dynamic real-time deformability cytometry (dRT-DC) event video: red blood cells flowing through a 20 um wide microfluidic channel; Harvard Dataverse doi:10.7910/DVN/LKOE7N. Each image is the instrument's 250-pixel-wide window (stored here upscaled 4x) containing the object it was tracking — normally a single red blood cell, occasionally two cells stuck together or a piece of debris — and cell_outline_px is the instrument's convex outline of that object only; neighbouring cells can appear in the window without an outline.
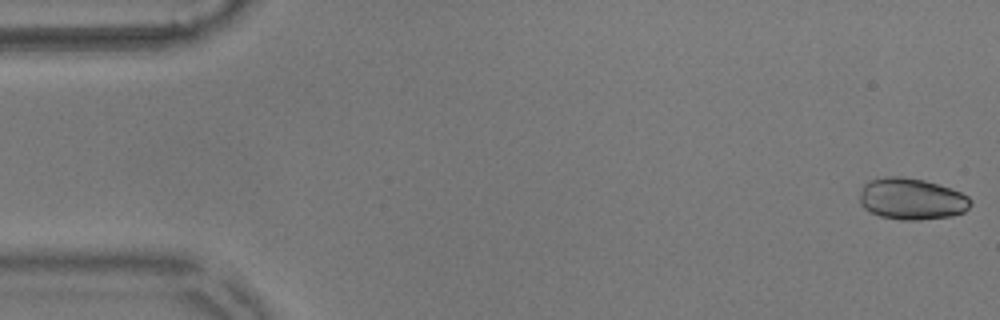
{"species": "common noctule bat (a hibernating species)", "species_latin": "Nyctalus noctula", "temperature_condition": "warm", "stored_images_in_passage": 55, "camera_frame_rate_fps": 3000, "um_per_image_px": 0.085, "animal": {"sex": "male", "body_mass_g": 17.9}, "frame": {"image": 1, "passage_image": 1, "time_ms": 0.0, "image_size_px": [1000, 320], "cell_outline_px": [[972, 204], [964, 212], [952, 216], [920, 220], [900, 220], [880, 216], [868, 212], [860, 204], [860, 192], [864, 184], [868, 180], [888, 176], [900, 176], [924, 180], [960, 192], [968, 196], [972, 200]], "centroid_in_image_um": [77.47, 16.92], "position_along_channel_um": 7.5, "area_um2": 26.99}}
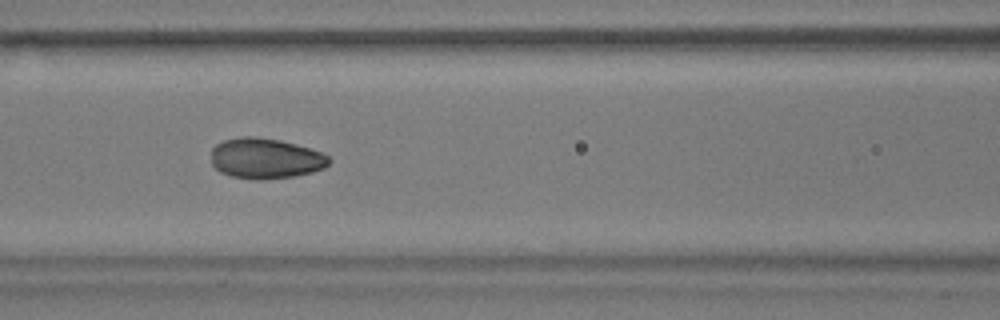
{"frame": {"image": 2, "passage_image": 23, "time_ms": 7.333, "image_size_px": [1000, 320], "cell_outline_px": [[332, 160], [324, 168], [312, 172], [292, 176], [260, 180], [232, 176], [220, 172], [212, 164], [212, 148], [216, 144], [224, 140], [240, 136], [256, 136], [280, 140], [296, 144], [320, 152], [328, 156]], "centroid_in_image_um": [22.56, 13.45], "position_along_channel_um": 144.0, "area_um2": 27.74}}
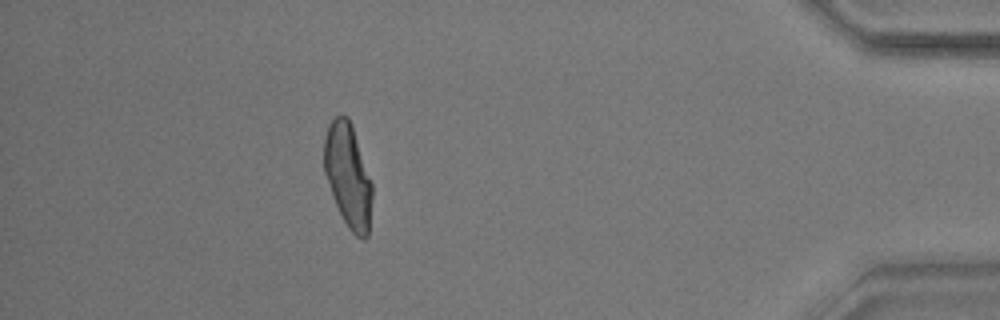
{"frame": {"image": 3, "passage_image": 49, "time_ms": 16.0, "image_size_px": [1000, 320], "cell_outline_px": [[372, 200], [368, 236], [364, 240], [356, 236], [348, 228], [336, 204], [324, 172], [324, 136], [328, 124], [336, 116], [348, 116], [372, 184]], "centroid_in_image_um": [29.58, 14.95], "position_along_channel_um": 405.6, "area_um2": 28.61}, "authors_computed_cell_mechanics": {"area_um2": 27.6862, "velocity_mm_per_s": 3.6257, "shape_relaxation_time_tau1_ms": 2.0101, "shape_relaxation_time_tau2_ms": 0.9482, "deformation_change_tau1": 0.0954, "deformation_change_tau2": 0.0428}}